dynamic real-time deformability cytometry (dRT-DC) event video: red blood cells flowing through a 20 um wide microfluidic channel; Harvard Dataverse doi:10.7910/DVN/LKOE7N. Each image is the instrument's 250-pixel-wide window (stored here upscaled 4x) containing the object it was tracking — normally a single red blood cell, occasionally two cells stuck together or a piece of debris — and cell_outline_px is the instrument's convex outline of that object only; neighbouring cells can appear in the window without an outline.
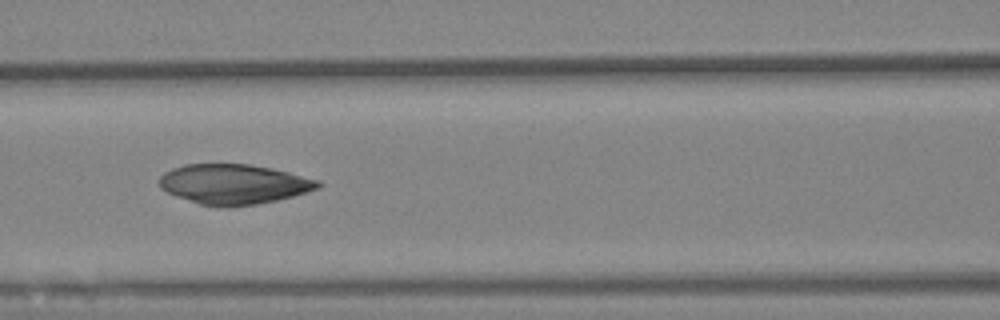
{"species": "Egyptian fruit bat (a non-hibernating species)", "species_latin": "Rousettus aegyptiacus", "temperature_condition": "warm", "stored_images_in_passage": 60, "camera_frame_rate_fps": 3000, "um_per_image_px": 0.085, "animal": {"sex": "female"}, "frame": {"image": 1, "passage_image": 26, "time_ms": 8.333, "image_size_px": [1000, 320], "cell_outline_px": [[324, 184], [320, 188], [292, 196], [276, 200], [256, 204], [224, 208], [200, 204], [176, 196], [160, 188], [160, 176], [164, 172], [172, 168], [184, 164], [248, 164], [272, 168], [320, 180]], "centroid_in_image_um": [19.88, 15.65], "position_along_channel_um": 146.7, "area_um2": 37.05}}
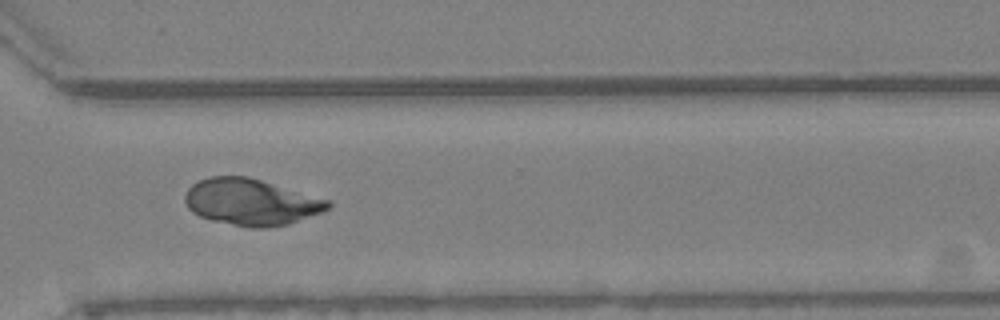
{"frame": {"image": 2, "passage_image": 44, "time_ms": 14.333, "image_size_px": [1000, 320], "cell_outline_px": [[332, 204], [328, 208], [320, 212], [288, 224], [268, 228], [248, 228], [212, 220], [200, 216], [192, 212], [188, 208], [184, 200], [184, 196], [188, 188], [192, 184], [208, 176], [248, 176], [332, 200]], "centroid_in_image_um": [21.33, 17.17], "position_along_channel_um": 349.3, "area_um2": 38.9}}
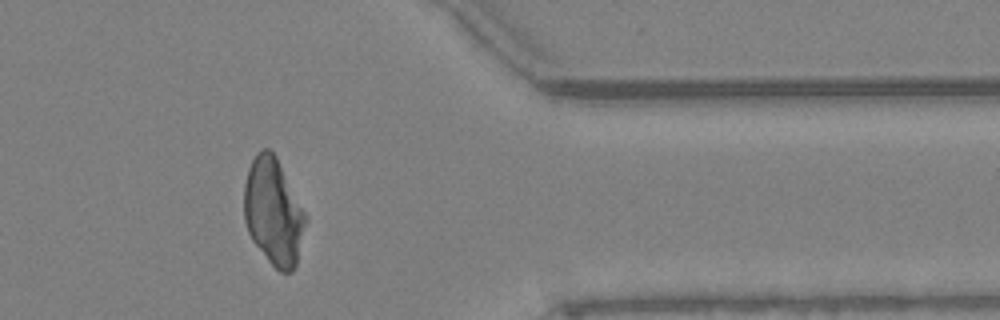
{"frame": {"image": 3, "passage_image": 49, "time_ms": 16.0, "image_size_px": [1000, 320], "cell_outline_px": [[308, 220], [296, 268], [292, 272], [280, 272], [268, 260], [252, 240], [248, 232], [244, 220], [244, 184], [248, 168], [256, 152], [264, 148], [268, 148], [276, 156], [308, 216]], "centroid_in_image_um": [23.27, 18.01], "position_along_channel_um": 388.1, "area_um2": 38.78}}